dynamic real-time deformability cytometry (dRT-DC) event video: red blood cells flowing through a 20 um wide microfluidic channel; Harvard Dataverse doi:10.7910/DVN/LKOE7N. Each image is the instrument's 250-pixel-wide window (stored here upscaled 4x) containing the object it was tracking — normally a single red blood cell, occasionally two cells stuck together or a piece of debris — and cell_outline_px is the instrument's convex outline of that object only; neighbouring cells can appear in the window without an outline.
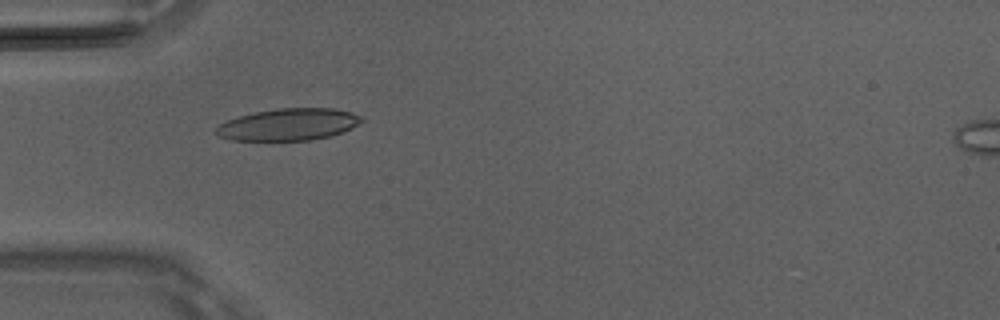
{"species": "Egyptian fruit bat (a non-hibernating species)", "species_latin": "Rousettus aegyptiacus", "temperature_condition": "room temperature", "stored_images_in_passage": 6, "camera_frame_rate_fps": 3000, "um_per_image_px": 0.085, "animal": {"sex": "male"}, "frame": {"image": 1, "passage_image": 5, "time_ms": 1.333, "image_size_px": [1000, 320], "cell_outline_px": [[364, 120], [344, 132], [312, 140], [232, 140], [220, 136], [216, 132], [216, 128], [220, 124], [228, 120], [240, 116], [256, 112], [276, 108], [332, 108], [348, 112], [360, 116]], "centroid_in_image_um": [24.53, 10.58], "position_along_channel_um": 60.5, "area_um2": 26.7}}